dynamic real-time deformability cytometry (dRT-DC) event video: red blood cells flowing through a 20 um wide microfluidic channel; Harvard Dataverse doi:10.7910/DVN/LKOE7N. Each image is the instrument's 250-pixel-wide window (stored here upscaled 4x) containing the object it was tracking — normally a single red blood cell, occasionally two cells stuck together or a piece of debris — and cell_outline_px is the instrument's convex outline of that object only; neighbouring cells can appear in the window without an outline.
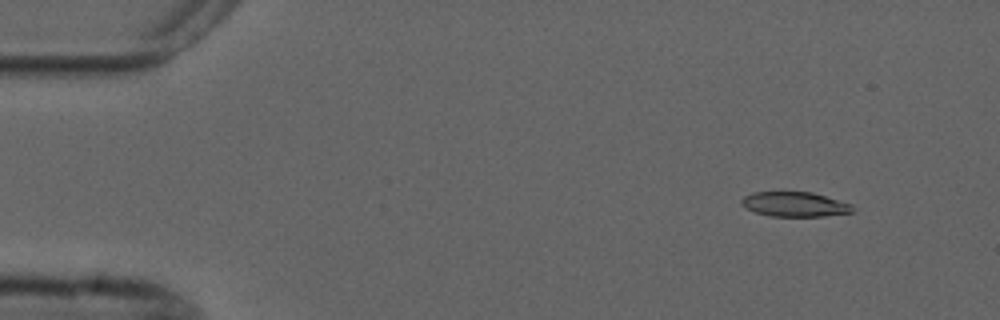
{"species": "common noctule bat (a hibernating species)", "species_latin": "Nyctalus noctula", "temperature_condition": "cold", "stored_images_in_passage": 5, "camera_frame_rate_fps": 3000, "um_per_image_px": 0.085, "animal": {"sex": "male", "forearm_length_mm": 52.5}, "frame": {"image": 1, "passage_image": 2, "time_ms": 1.0, "image_size_px": [1000, 320], "cell_outline_px": [[856, 208], [852, 212], [824, 216], [768, 216], [756, 212], [740, 204], [740, 200], [744, 196], [752, 192], [812, 192], [852, 204]], "centroid_in_image_um": [67.56, 17.36], "position_along_channel_um": 17.4, "area_um2": 16.01}}
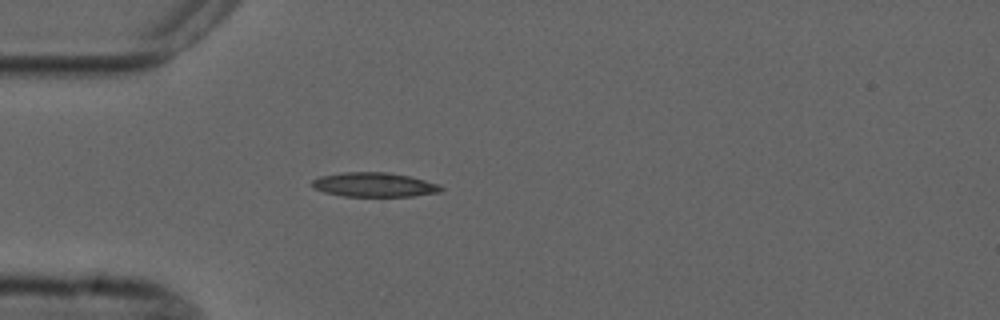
{"frame": {"image": 2, "passage_image": 5, "time_ms": 4.333, "image_size_px": [1000, 320], "cell_outline_px": [[444, 188], [440, 192], [412, 196], [344, 196], [324, 192], [316, 188], [312, 184], [312, 180], [320, 176], [344, 172], [388, 172], [408, 176], [440, 184]], "centroid_in_image_um": [31.83, 15.7], "position_along_channel_um": 53.2, "area_um2": 18.15}}